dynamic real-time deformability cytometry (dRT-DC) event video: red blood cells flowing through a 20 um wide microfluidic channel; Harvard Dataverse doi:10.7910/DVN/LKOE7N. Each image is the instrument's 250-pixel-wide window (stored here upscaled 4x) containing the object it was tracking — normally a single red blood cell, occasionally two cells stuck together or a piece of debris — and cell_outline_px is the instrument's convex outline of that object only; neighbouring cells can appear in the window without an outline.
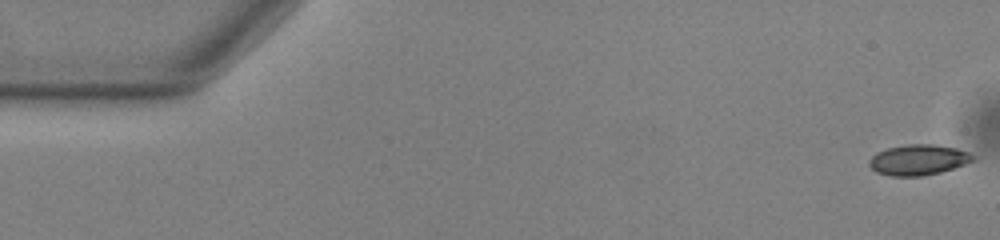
{"species": "common noctule bat (a hibernating species)", "species_latin": "Nyctalus noctula", "temperature_condition": "warm", "stored_images_in_passage": 50, "camera_frame_rate_fps": 3000, "um_per_image_px": 0.085, "animal": {"sex": "male", "body_mass_g": 13.0, "forearm_length_mm": 53.1}, "frame": {"image": 1, "passage_image": 1, "time_ms": 0.0, "image_size_px": [1000, 240], "cell_outline_px": [[976, 160], [940, 172], [920, 176], [892, 176], [876, 172], [868, 164], [868, 160], [876, 152], [888, 148], [908, 144], [932, 144], [956, 148], [968, 152], [976, 156]], "centroid_in_image_um": [78.05, 13.58], "position_along_channel_um": 6.9, "area_um2": 18.44}}
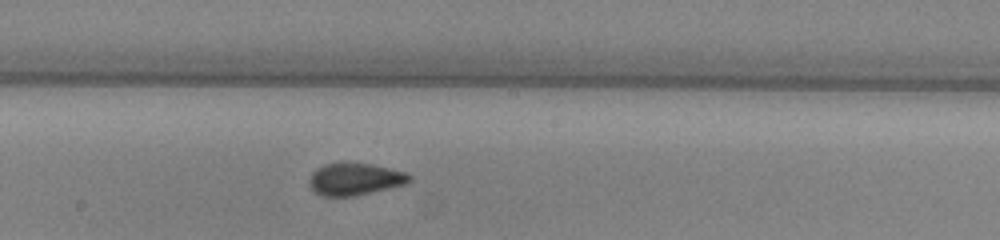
{"frame": {"image": 2, "passage_image": 29, "time_ms": 9.333, "image_size_px": [1000, 240], "cell_outline_px": [[412, 180], [408, 184], [356, 196], [320, 196], [308, 184], [308, 180], [312, 172], [316, 168], [324, 164], [372, 164], [408, 172], [412, 176]], "centroid_in_image_um": [30.21, 15.24], "position_along_channel_um": 218.0, "area_um2": 18.9}}
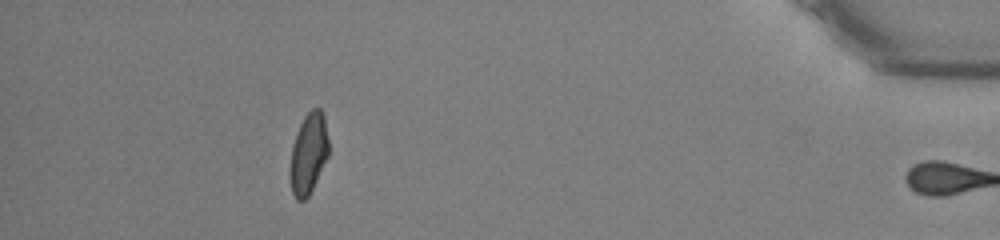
{"frame": {"image": 3, "passage_image": 49, "time_ms": 16.0, "image_size_px": [1000, 240], "cell_outline_px": [[328, 156], [308, 196], [304, 200], [296, 200], [292, 192], [288, 172], [292, 144], [296, 132], [304, 116], [312, 108], [320, 108], [324, 116], [328, 140]], "centroid_in_image_um": [26.19, 13.05], "position_along_channel_um": 409.0, "area_um2": 18.26}, "authors_computed_cell_mechanics": {"area_um2": 18.785, "velocity_mm_per_s": 3.784, "shape_relaxation_time_tau1_ms": 4.8525, "shape_relaxation_time_tau2_ms": 1.3552, "deformation_change_tau1": 0.1288, "deformation_change_tau2": 0.0457}}